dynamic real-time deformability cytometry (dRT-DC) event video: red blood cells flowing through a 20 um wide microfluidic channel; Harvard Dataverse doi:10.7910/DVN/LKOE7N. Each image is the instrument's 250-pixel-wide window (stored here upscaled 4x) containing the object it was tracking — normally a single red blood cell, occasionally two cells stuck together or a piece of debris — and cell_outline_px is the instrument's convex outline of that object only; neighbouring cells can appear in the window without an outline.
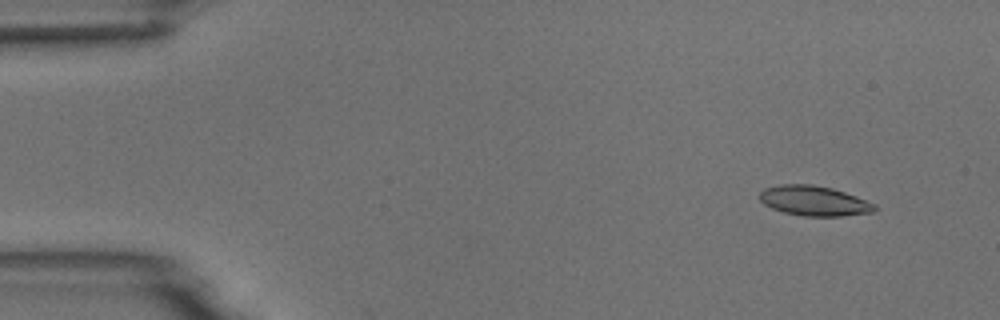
{"species": "common noctule bat (a hibernating species)", "species_latin": "Nyctalus noctula", "temperature_condition": "room temperature", "stored_images_in_passage": 5, "camera_frame_rate_fps": 3000, "um_per_image_px": 0.085, "animal": {"sex": "male", "body_mass_g": 18.8}, "frame": {"image": 1, "passage_image": 1, "time_ms": 0.0, "image_size_px": [1000, 320], "cell_outline_px": [[876, 208], [872, 212], [840, 216], [804, 216], [784, 212], [772, 208], [764, 204], [760, 200], [760, 192], [764, 188], [780, 184], [812, 184], [832, 188], [856, 196], [876, 204]], "centroid_in_image_um": [69.18, 17.06], "position_along_channel_um": 15.8, "area_um2": 20.0}}